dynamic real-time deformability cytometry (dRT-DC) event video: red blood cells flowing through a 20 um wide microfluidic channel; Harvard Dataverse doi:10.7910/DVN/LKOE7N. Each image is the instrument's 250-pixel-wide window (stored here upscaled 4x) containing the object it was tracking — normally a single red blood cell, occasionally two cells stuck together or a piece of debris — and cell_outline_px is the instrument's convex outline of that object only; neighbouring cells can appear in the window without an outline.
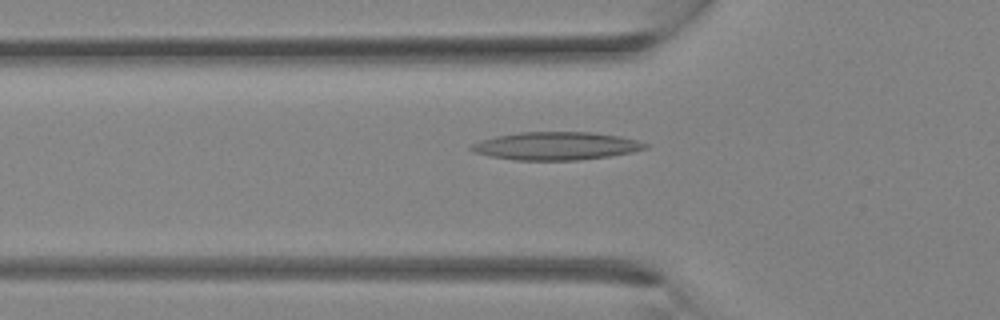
{"species": "Egyptian fruit bat (a non-hibernating species)", "species_latin": "Rousettus aegyptiacus", "temperature_condition": "room temperature", "stored_images_in_passage": 4, "camera_frame_rate_fps": 3000, "um_per_image_px": 0.085, "animal": {"sex": "female"}, "frame": {"image": 1, "passage_image": 3, "time_ms": 0.667, "image_size_px": [1000, 320], "cell_outline_px": [[652, 144], [648, 148], [632, 152], [608, 156], [580, 160], [516, 160], [492, 156], [476, 152], [468, 148], [472, 144], [480, 140], [496, 136], [520, 132], [592, 132], [620, 136]], "centroid_in_image_um": [47.32, 12.4], "position_along_channel_um": 78.5, "area_um2": 28.32}}